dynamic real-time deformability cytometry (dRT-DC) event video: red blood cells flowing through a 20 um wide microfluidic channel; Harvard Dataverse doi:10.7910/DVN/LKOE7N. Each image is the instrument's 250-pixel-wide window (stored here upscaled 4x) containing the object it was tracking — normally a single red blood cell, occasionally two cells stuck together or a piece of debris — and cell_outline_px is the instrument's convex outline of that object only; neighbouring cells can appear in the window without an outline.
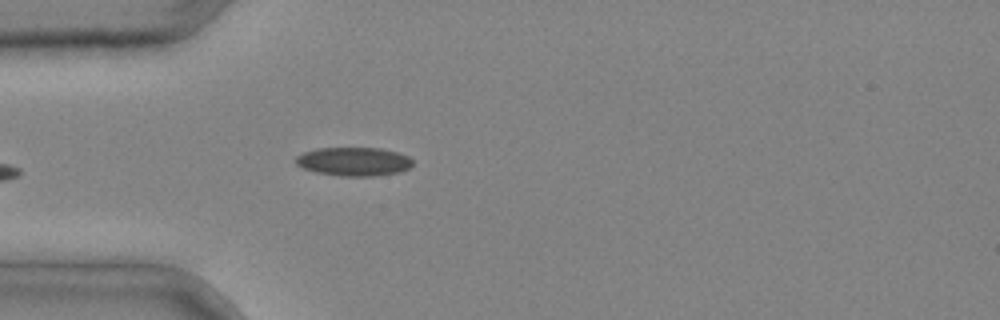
{"species": "common noctule bat (a hibernating species)", "species_latin": "Nyctalus noctula", "temperature_condition": "cold", "stored_images_in_passage": 4, "camera_frame_rate_fps": 3000, "um_per_image_px": 0.085, "animal": {"sex": "male", "body_mass_g": 20.4}, "frame": {"image": 1, "passage_image": 4, "time_ms": 1.0, "image_size_px": [1000, 320], "cell_outline_px": [[412, 164], [408, 168], [400, 172], [372, 176], [344, 176], [316, 172], [304, 168], [296, 164], [296, 156], [304, 152], [316, 148], [380, 148], [396, 152], [408, 156], [412, 160]], "centroid_in_image_um": [30.07, 13.72], "position_along_channel_um": 54.9, "area_um2": 19.36}}